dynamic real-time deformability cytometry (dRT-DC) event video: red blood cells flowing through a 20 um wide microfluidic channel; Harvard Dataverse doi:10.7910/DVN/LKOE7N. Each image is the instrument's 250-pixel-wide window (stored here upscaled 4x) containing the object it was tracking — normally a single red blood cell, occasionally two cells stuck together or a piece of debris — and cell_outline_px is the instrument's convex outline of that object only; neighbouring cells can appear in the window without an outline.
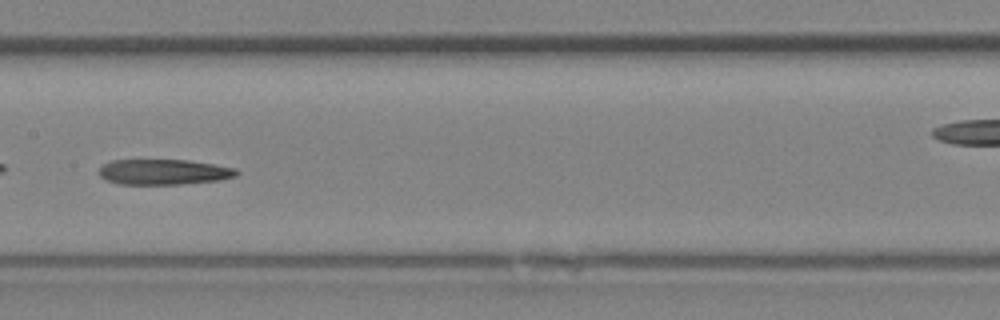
{"species": "Egyptian fruit bat (a non-hibernating species)", "species_latin": "Rousettus aegyptiacus", "temperature_condition": "room temperature", "stored_images_in_passage": 24, "camera_frame_rate_fps": 3000, "um_per_image_px": 0.085, "animal": {"sex": "female"}, "frame": {"image": 1, "passage_image": 10, "time_ms": 3.0, "image_size_px": [1000, 320], "cell_outline_px": [[240, 172], [236, 176], [220, 180], [180, 184], [120, 184], [104, 180], [96, 172], [104, 164], [112, 160], [188, 160], [236, 168]], "centroid_in_image_um": [13.89, 14.62], "position_along_channel_um": 193.5, "area_um2": 20.46}}